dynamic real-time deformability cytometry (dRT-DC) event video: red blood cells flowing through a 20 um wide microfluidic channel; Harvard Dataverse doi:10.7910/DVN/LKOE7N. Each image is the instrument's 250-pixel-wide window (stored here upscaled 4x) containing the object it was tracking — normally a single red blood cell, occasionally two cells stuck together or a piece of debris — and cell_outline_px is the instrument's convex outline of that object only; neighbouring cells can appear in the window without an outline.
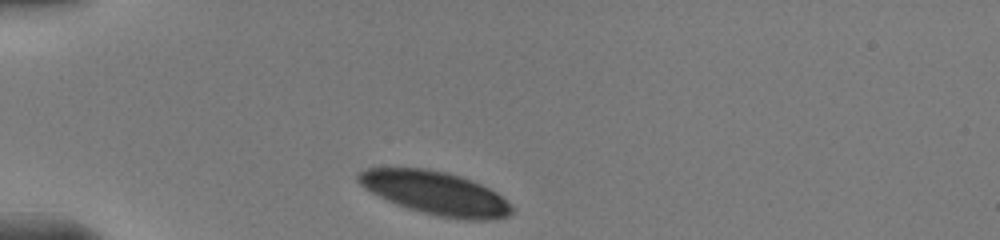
{"species": "human", "species_latin": "Homo sapiens", "temperature_condition": "warm", "stored_images_in_passage": 3, "camera_frame_rate_fps": 3000, "um_per_image_px": 0.085, "donor": {"sex": "male"}, "frame": {"image": 1, "passage_image": 1, "time_ms": 0.0, "image_size_px": [1000, 240], "cell_outline_px": [[512, 212], [508, 216], [496, 220], [460, 220], [436, 216], [408, 208], [396, 204], [364, 188], [356, 180], [356, 176], [360, 172], [368, 168], [424, 168], [444, 172], [460, 176], [472, 180], [496, 192], [512, 204]], "centroid_in_image_um": [37.05, 16.43], "position_along_channel_um": 48.0, "area_um2": 38.73}}
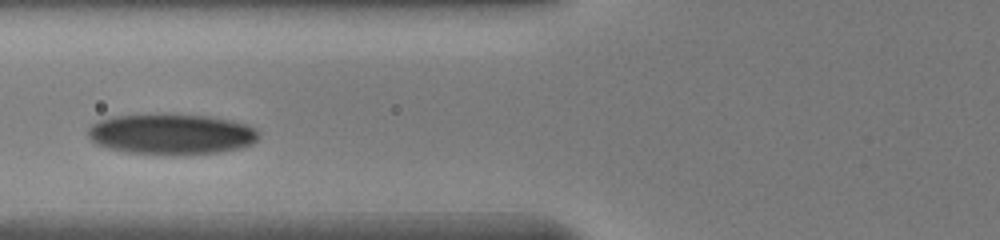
{"frame": {"image": 2, "passage_image": 3, "time_ms": 2.333, "image_size_px": [1000, 240], "cell_outline_px": [[260, 136], [252, 144], [240, 148], [220, 152], [192, 156], [156, 156], [124, 152], [108, 148], [96, 144], [88, 136], [88, 128], [92, 124], [100, 120], [112, 116], [164, 112], [208, 116], [232, 120], [248, 124], [256, 128], [260, 132]], "centroid_in_image_um": [14.58, 11.41], "position_along_channel_um": 111.2, "area_um2": 42.25}}